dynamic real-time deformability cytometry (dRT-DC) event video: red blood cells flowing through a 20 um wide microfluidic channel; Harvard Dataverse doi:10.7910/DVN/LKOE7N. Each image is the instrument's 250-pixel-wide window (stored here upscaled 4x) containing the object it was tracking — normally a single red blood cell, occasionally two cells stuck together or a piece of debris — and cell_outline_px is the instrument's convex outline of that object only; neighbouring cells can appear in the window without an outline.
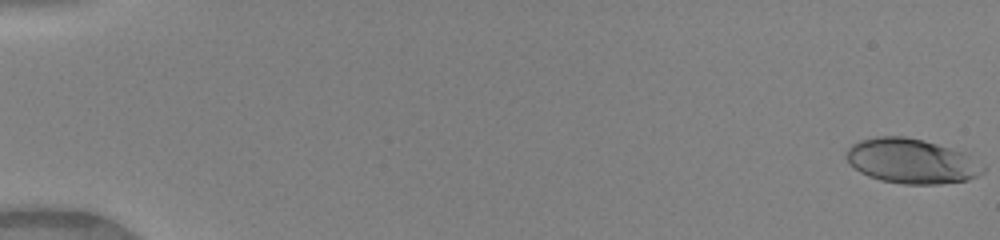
{"species": "human", "species_latin": "Homo sapiens", "temperature_condition": "warm", "stored_images_in_passage": 48, "camera_frame_rate_fps": 3000, "um_per_image_px": 0.085, "donor": {"sex": "female"}, "frame": {"image": 1, "passage_image": 1, "time_ms": 0.0, "image_size_px": [1000, 240], "cell_outline_px": [[984, 172], [968, 180], [940, 184], [904, 184], [880, 180], [868, 176], [860, 172], [848, 164], [848, 148], [852, 144], [860, 140], [876, 136], [904, 136], [924, 140], [964, 152], [984, 164]], "centroid_in_image_um": [77.5, 13.69], "position_along_channel_um": 7.5, "area_um2": 35.78}}
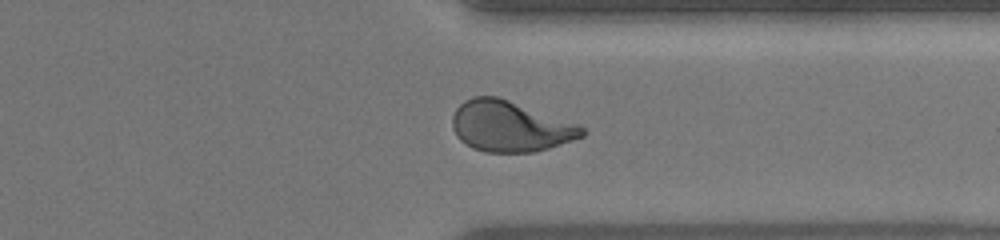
{"frame": {"image": 2, "passage_image": 40, "time_ms": 13.0, "image_size_px": [1000, 240], "cell_outline_px": [[588, 132], [584, 136], [548, 148], [532, 152], [484, 152], [472, 148], [460, 140], [456, 136], [452, 128], [452, 116], [456, 108], [464, 100], [472, 96], [496, 96], [580, 124]], "centroid_in_image_um": [43.35, 10.74], "position_along_channel_um": 368.1, "area_um2": 38.44}}
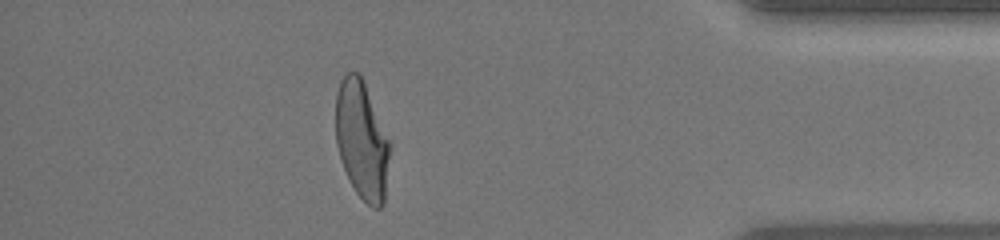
{"frame": {"image": 3, "passage_image": 45, "time_ms": 14.667, "image_size_px": [1000, 240], "cell_outline_px": [[388, 156], [384, 204], [380, 208], [372, 208], [356, 192], [340, 160], [336, 144], [336, 92], [340, 80], [348, 72], [360, 72], [388, 140]], "centroid_in_image_um": [30.71, 11.89], "position_along_channel_um": 404.5, "area_um2": 36.47}}